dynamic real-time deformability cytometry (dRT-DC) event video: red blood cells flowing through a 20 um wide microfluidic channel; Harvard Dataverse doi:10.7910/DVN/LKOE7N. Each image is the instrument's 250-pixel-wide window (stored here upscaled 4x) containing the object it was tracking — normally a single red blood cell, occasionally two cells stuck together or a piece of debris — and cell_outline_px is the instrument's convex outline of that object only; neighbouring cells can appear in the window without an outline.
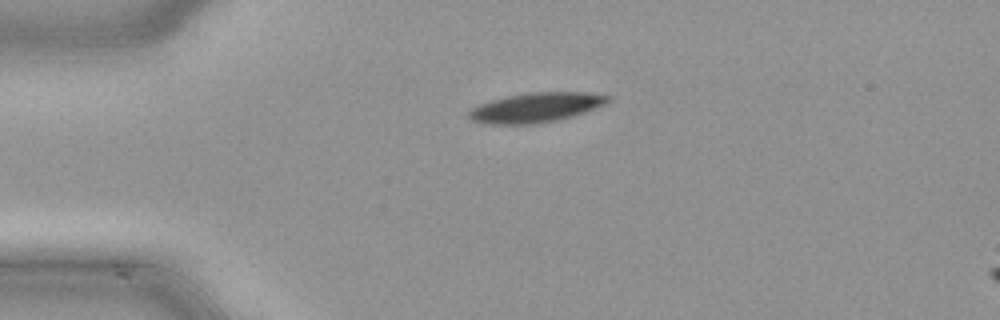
{"species": "common noctule bat (a hibernating species)", "species_latin": "Nyctalus noctula", "temperature_condition": "cold", "stored_images_in_passage": 39, "camera_frame_rate_fps": 3000, "um_per_image_px": 0.085, "animal": {"sex": "male", "body_mass_g": 21.5, "forearm_length_mm": 52.0}, "frame": {"image": 1, "passage_image": 2, "time_ms": 0.333, "image_size_px": [1000, 320], "cell_outline_px": [[612, 96], [604, 104], [584, 112], [572, 116], [556, 120], [532, 124], [488, 124], [472, 120], [468, 116], [468, 112], [472, 108], [480, 104], [492, 100], [508, 96], [528, 92], [584, 92]], "centroid_in_image_um": [45.53, 9.13], "position_along_channel_um": 39.5, "area_um2": 23.7}}
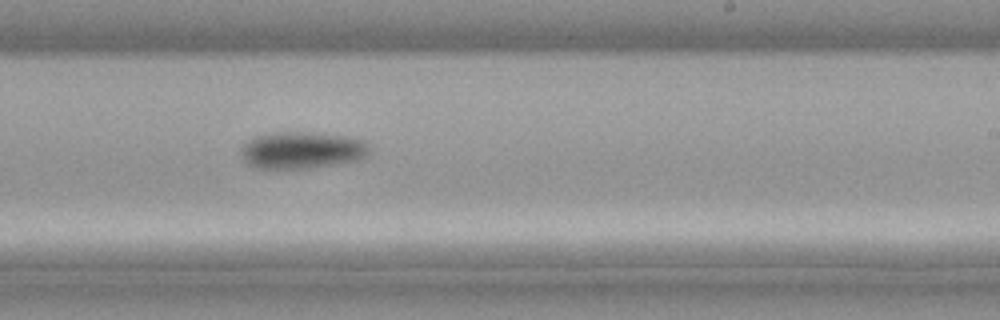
{"frame": {"image": 2, "passage_image": 20, "time_ms": 6.333, "image_size_px": [1000, 320], "cell_outline_px": [[372, 148], [364, 156], [356, 160], [308, 168], [260, 168], [248, 164], [244, 160], [240, 148], [252, 136], [276, 132], [312, 132], [348, 136], [364, 140], [372, 144]], "centroid_in_image_um": [25.68, 12.74], "position_along_channel_um": 263.3, "area_um2": 27.69}}
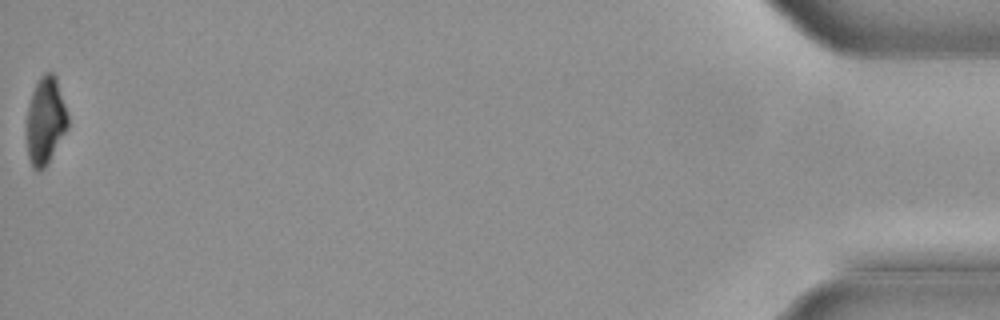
{"frame": {"image": 3, "passage_image": 39, "time_ms": 12.667, "image_size_px": [1000, 320], "cell_outline_px": [[68, 128], [48, 164], [40, 172], [32, 168], [28, 156], [28, 104], [32, 92], [40, 76], [44, 72], [52, 72], [56, 76], [68, 112]], "centroid_in_image_um": [3.89, 10.26], "position_along_channel_um": 431.3, "area_um2": 21.04}}